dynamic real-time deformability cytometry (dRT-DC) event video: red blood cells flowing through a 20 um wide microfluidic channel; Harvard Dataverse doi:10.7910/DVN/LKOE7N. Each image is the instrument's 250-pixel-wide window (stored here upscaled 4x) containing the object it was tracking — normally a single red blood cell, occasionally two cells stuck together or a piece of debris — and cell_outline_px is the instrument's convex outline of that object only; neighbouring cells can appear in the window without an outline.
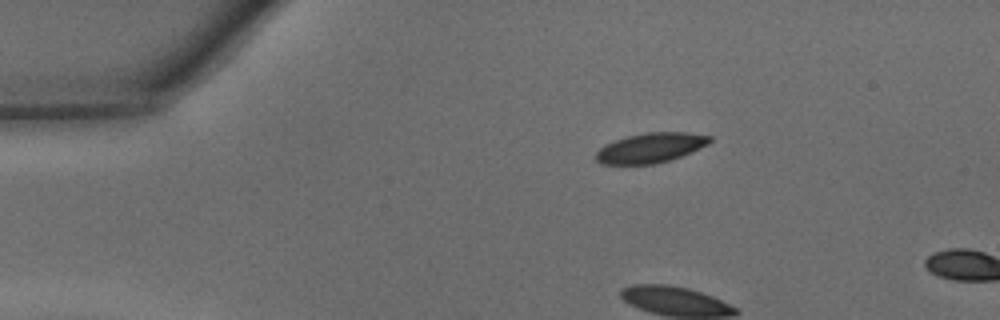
{"species": "common noctule bat (a hibernating species)", "species_latin": "Nyctalus noctula", "temperature_condition": "warm", "stored_images_in_passage": 7, "camera_frame_rate_fps": 3000, "um_per_image_px": 0.085, "animal": {"sex": "male", "body_mass_g": 15.6}, "frame": {"image": 1, "passage_image": 1, "time_ms": 0.0, "image_size_px": [1000, 320], "cell_outline_px": [[712, 140], [708, 144], [700, 148], [680, 156], [656, 164], [600, 164], [596, 160], [596, 152], [604, 144], [628, 136], [648, 132], [688, 132], [712, 136]], "centroid_in_image_um": [55.3, 12.56], "position_along_channel_um": 29.7, "area_um2": 19.71}}